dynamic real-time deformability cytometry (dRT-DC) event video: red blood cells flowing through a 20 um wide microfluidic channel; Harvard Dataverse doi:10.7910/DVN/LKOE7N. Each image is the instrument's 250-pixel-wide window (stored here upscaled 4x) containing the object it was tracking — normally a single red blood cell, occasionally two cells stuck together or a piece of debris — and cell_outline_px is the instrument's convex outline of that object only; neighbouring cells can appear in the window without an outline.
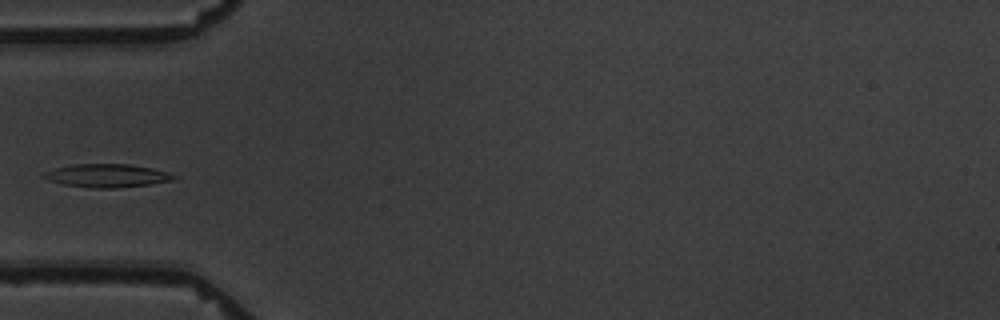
{"species": "common noctule bat (a hibernating species)", "species_latin": "Nyctalus noctula", "temperature_condition": "warm", "stored_images_in_passage": 6, "camera_frame_rate_fps": 3000, "um_per_image_px": 0.085, "animal": {"sex": "male", "body_mass_g": 19.5, "forearm_length_mm": 54.6}, "frame": {"image": 1, "passage_image": 6, "time_ms": 6.0, "image_size_px": [1000, 320], "cell_outline_px": [[180, 176], [172, 180], [152, 184], [116, 188], [88, 188], [64, 184], [48, 180], [40, 176], [44, 172], [56, 168], [72, 164], [128, 164], [152, 168], [168, 172]], "centroid_in_image_um": [9.11, 14.93], "position_along_channel_um": 75.9, "area_um2": 17.74}}